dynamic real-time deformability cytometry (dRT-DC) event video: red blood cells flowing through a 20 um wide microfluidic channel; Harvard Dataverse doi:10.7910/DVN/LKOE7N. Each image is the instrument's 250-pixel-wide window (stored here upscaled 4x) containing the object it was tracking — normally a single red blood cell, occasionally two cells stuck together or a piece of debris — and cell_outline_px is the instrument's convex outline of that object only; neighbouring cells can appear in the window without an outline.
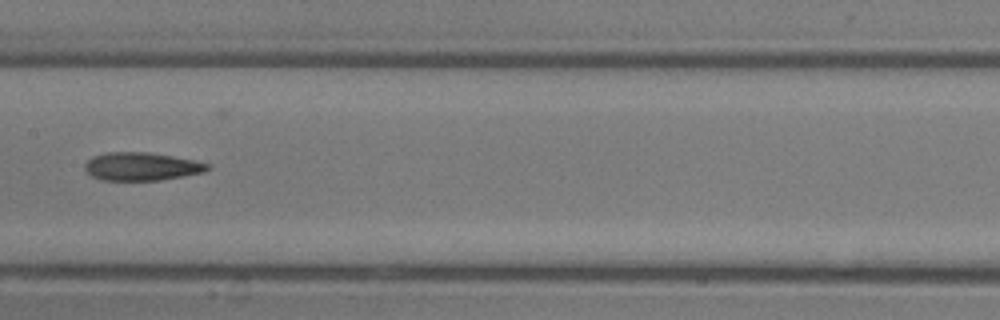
{"species": "common noctule bat (a hibernating species)", "species_latin": "Nyctalus noctula", "temperature_condition": "room temperature", "stored_images_in_passage": 24, "camera_frame_rate_fps": 3000, "um_per_image_px": 0.085, "animal": {"sex": "male", "body_mass_g": 13.3}, "frame": {"image": 1, "passage_image": 11, "time_ms": 3.333, "image_size_px": [1000, 320], "cell_outline_px": [[208, 168], [204, 172], [160, 180], [100, 180], [92, 176], [84, 168], [84, 164], [92, 156], [108, 152], [148, 152], [196, 160], [208, 164]], "centroid_in_image_um": [12.0, 14.14], "position_along_channel_um": 195.4, "area_um2": 20.0}}
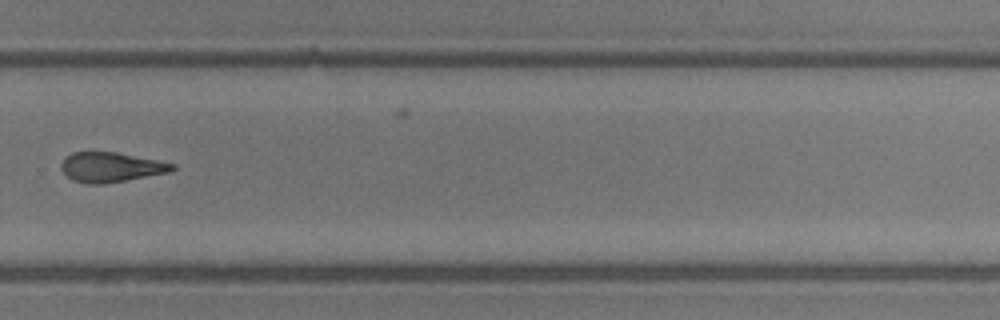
{"frame": {"image": 2, "passage_image": 17, "time_ms": 5.333, "image_size_px": [1000, 320], "cell_outline_px": [[176, 168], [168, 172], [104, 184], [88, 184], [72, 180], [60, 168], [60, 164], [64, 156], [72, 152], [116, 152], [176, 164]], "centroid_in_image_um": [9.38, 14.2], "position_along_channel_um": 320.4, "area_um2": 19.19}}